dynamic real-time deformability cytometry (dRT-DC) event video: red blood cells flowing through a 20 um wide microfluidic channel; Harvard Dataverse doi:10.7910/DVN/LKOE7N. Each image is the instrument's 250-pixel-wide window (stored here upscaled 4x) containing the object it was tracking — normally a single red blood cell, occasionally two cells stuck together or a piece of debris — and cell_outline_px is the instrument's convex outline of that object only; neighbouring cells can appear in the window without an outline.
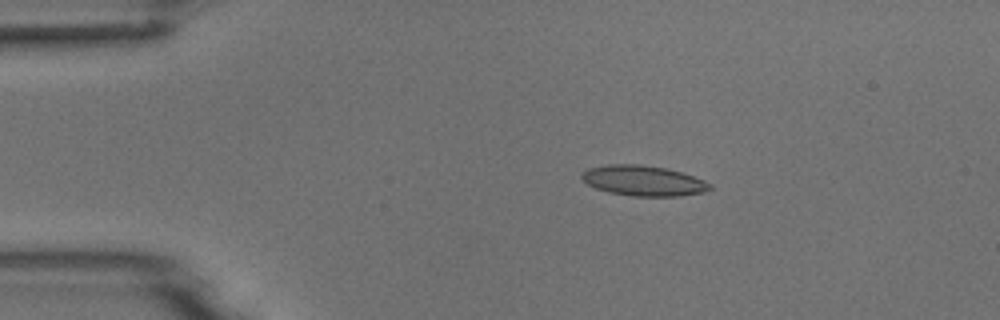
{"species": "common noctule bat (a hibernating species)", "species_latin": "Nyctalus noctula", "temperature_condition": "room temperature", "stored_images_in_passage": 5, "camera_frame_rate_fps": 3000, "um_per_image_px": 0.085, "animal": {"sex": "male", "body_mass_g": 18.8}, "frame": {"image": 1, "passage_image": 2, "time_ms": 1.333, "image_size_px": [1000, 320], "cell_outline_px": [[712, 188], [704, 192], [680, 196], [632, 196], [608, 192], [596, 188], [588, 184], [580, 176], [580, 172], [588, 168], [608, 164], [640, 164], [664, 168], [680, 172], [704, 180], [712, 184]], "centroid_in_image_um": [54.67, 15.36], "position_along_channel_um": 30.3, "area_um2": 22.66}}
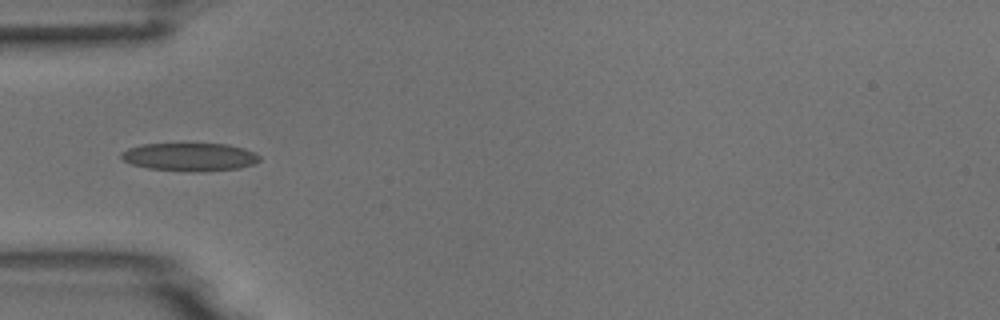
{"frame": {"image": 2, "passage_image": 4, "time_ms": 3.667, "image_size_px": [1000, 320], "cell_outline_px": [[260, 160], [252, 164], [240, 168], [200, 172], [192, 172], [148, 168], [132, 164], [124, 160], [120, 156], [120, 152], [128, 148], [140, 144], [228, 144], [244, 148], [256, 152], [260, 156]], "centroid_in_image_um": [16.14, 13.34], "position_along_channel_um": 68.9, "area_um2": 22.77}}